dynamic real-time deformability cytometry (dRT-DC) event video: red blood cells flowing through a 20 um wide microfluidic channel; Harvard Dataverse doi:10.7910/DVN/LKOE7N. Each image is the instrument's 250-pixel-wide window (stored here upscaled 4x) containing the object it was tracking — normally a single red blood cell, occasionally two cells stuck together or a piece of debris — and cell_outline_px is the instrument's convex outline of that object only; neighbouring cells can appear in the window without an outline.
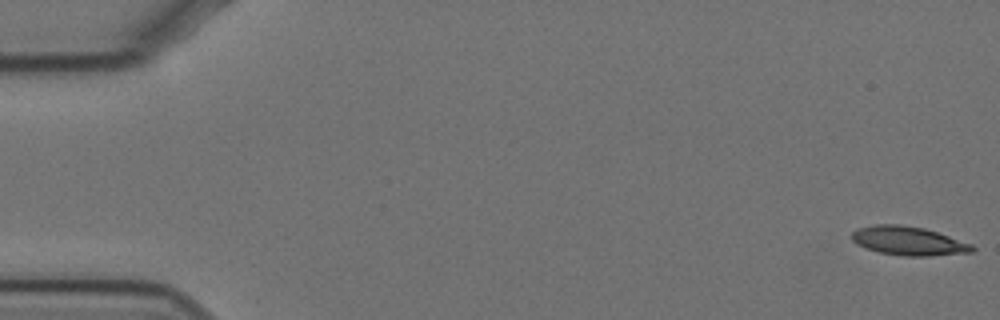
{"species": "Egyptian fruit bat (a non-hibernating species)", "species_latin": "Rousettus aegyptiacus", "temperature_condition": "cold", "stored_images_in_passage": 58, "camera_frame_rate_fps": 3000, "um_per_image_px": 0.085, "animal": {"sex": "female"}, "frame": {"image": 1, "passage_image": 1, "time_ms": 0.0, "image_size_px": [1000, 320], "cell_outline_px": [[976, 248], [972, 252], [932, 256], [904, 256], [880, 252], [856, 244], [852, 240], [852, 232], [856, 228], [876, 224], [900, 224], [924, 228], [972, 244]], "centroid_in_image_um": [77.21, 20.47], "position_along_channel_um": 7.8, "area_um2": 20.17}}
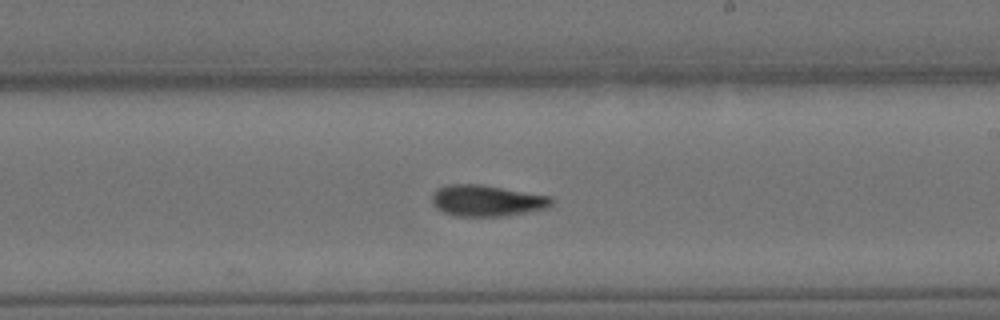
{"frame": {"image": 2, "passage_image": 34, "time_ms": 11.0, "image_size_px": [1000, 320], "cell_outline_px": [[552, 204], [544, 208], [524, 212], [500, 216], [456, 216], [444, 212], [436, 208], [432, 204], [432, 192], [436, 188], [444, 184], [480, 184], [552, 196]], "centroid_in_image_um": [41.3, 17.03], "position_along_channel_um": 247.7, "area_um2": 21.73}}
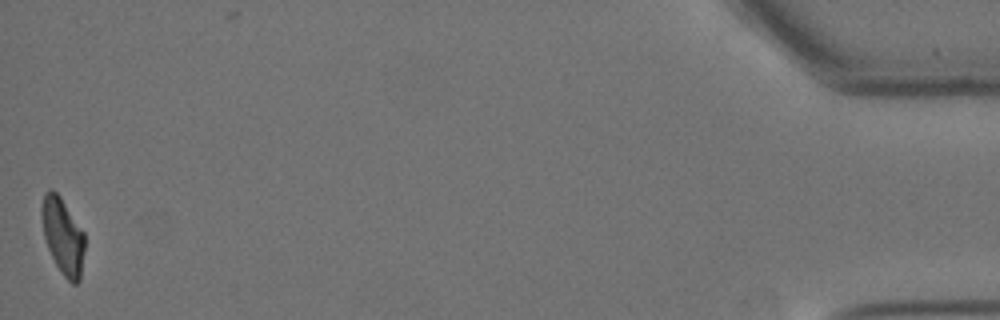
{"frame": {"image": 3, "passage_image": 58, "time_ms": 19.0, "image_size_px": [1000, 320], "cell_outline_px": [[84, 252], [80, 280], [76, 284], [72, 284], [64, 276], [56, 264], [48, 248], [44, 236], [40, 212], [40, 208], [44, 192], [48, 188], [52, 188], [60, 196], [84, 232]], "centroid_in_image_um": [5.32, 20.03], "position_along_channel_um": 429.9, "area_um2": 19.19}, "authors_computed_cell_mechanics": {"area_um2": 20.8369, "velocity_mm_per_s": 3.4702, "shape_relaxation_time_tau1_ms": 9.336, "shape_relaxation_time_tau2_ms": 4.5118, "deformation_change_tau1": 0.2212, "deformation_change_tau2": 0.1209}}